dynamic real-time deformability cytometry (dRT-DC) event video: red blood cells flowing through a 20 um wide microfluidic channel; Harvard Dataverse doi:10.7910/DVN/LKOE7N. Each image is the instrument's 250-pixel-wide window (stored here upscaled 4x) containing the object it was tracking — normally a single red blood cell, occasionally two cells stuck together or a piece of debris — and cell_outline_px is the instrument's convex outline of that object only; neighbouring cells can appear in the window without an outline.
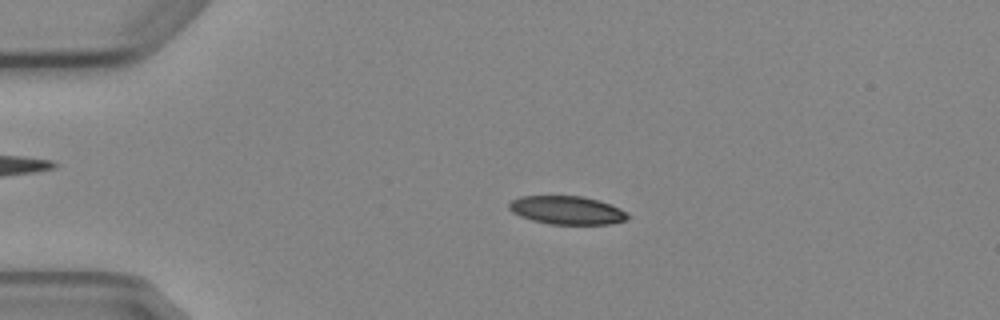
{"species": "Egyptian fruit bat (a non-hibernating species)", "species_latin": "Rousettus aegyptiacus", "temperature_condition": "cold", "stored_images_in_passage": 4, "camera_frame_rate_fps": 3000, "um_per_image_px": 0.085, "animal": {"sex": "female"}, "frame": {"image": 1, "passage_image": 3, "time_ms": 2.333, "image_size_px": [1000, 320], "cell_outline_px": [[628, 220], [612, 224], [548, 224], [532, 220], [520, 216], [512, 212], [508, 208], [508, 204], [512, 200], [520, 196], [584, 196], [600, 200], [620, 208], [628, 212]], "centroid_in_image_um": [48.21, 17.87], "position_along_channel_um": 36.8, "area_um2": 19.83}}